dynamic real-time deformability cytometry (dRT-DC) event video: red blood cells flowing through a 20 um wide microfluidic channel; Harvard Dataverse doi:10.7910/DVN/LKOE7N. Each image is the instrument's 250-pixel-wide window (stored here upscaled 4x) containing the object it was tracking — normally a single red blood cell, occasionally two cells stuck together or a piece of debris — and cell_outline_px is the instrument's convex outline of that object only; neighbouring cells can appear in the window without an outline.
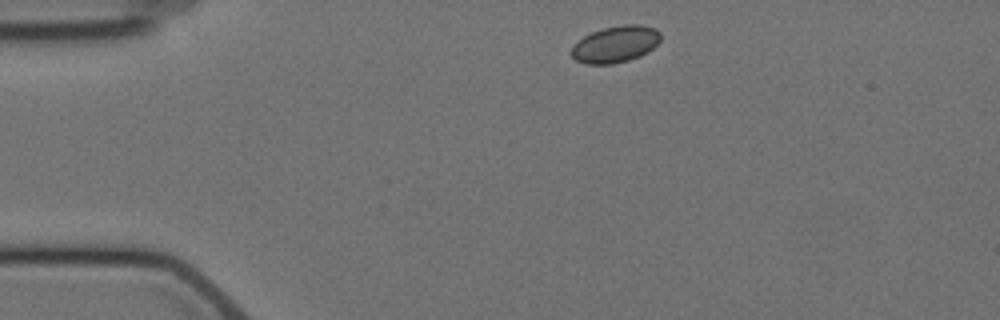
{"species": "Egyptian fruit bat (a non-hibernating species)", "species_latin": "Rousettus aegyptiacus", "temperature_condition": "cold", "stored_images_in_passage": 2, "camera_frame_rate_fps": 3000, "um_per_image_px": 0.085, "animal": {"sex": "female"}, "frame": {"image": 1, "passage_image": 1, "time_ms": 0.0, "image_size_px": [1000, 320], "cell_outline_px": [[660, 40], [648, 52], [640, 56], [628, 60], [612, 64], [584, 64], [576, 60], [572, 56], [572, 48], [584, 36], [592, 32], [604, 28], [624, 24], [640, 24], [656, 28], [660, 32]], "centroid_in_image_um": [52.34, 3.75], "position_along_channel_um": 32.7, "area_um2": 18.9}}